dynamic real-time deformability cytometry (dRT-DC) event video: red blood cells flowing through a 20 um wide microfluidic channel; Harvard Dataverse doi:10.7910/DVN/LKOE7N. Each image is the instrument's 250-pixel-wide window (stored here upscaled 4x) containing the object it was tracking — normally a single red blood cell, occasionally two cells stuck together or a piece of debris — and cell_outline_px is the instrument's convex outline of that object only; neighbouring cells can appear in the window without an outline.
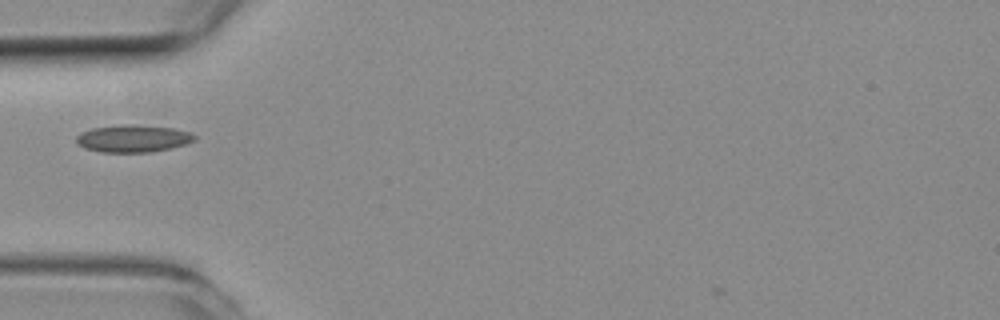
{"species": "common noctule bat (a hibernating species)", "species_latin": "Nyctalus noctula", "temperature_condition": "room temperature", "stored_images_in_passage": 36, "camera_frame_rate_fps": 3000, "um_per_image_px": 0.085, "animal": {"sex": "female", "body_mass_g": 19.3, "forearm_length_mm": 54.1}, "frame": {"image": 1, "passage_image": 1, "time_ms": 0.0, "image_size_px": [1000, 320], "cell_outline_px": [[196, 140], [184, 144], [152, 152], [100, 152], [84, 148], [76, 144], [76, 136], [80, 132], [92, 128], [120, 124], [132, 124], [172, 128], [188, 132], [196, 136]], "centroid_in_image_um": [11.24, 11.77], "position_along_channel_um": 73.8, "area_um2": 18.84}}
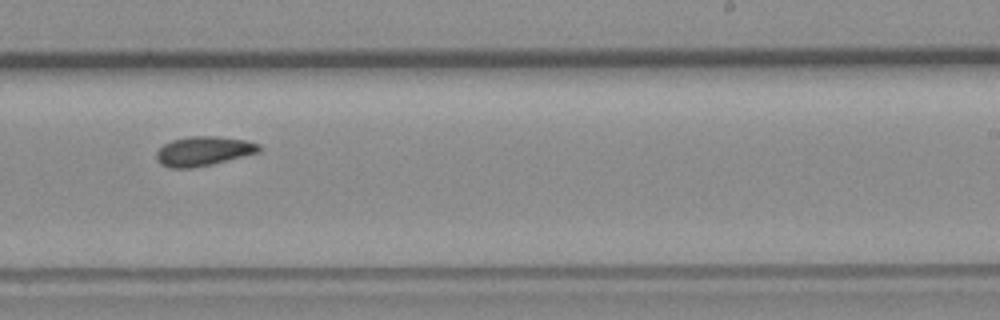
{"frame": {"image": 2, "passage_image": 16, "time_ms": 5.0, "image_size_px": [1000, 320], "cell_outline_px": [[260, 152], [212, 164], [192, 168], [172, 168], [160, 164], [156, 160], [156, 152], [164, 144], [172, 140], [192, 136], [216, 136], [248, 140], [260, 144]], "centroid_in_image_um": [17.3, 12.84], "position_along_channel_um": 271.7, "area_um2": 17.63}}
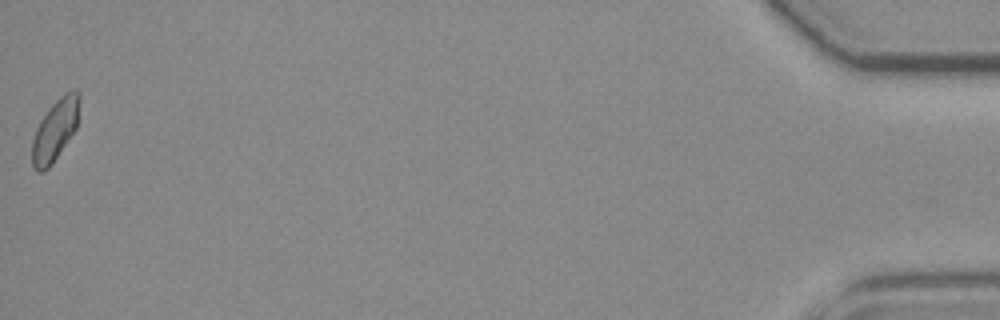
{"frame": {"image": 3, "passage_image": 36, "time_ms": 11.667, "image_size_px": [1000, 320], "cell_outline_px": [[80, 100], [76, 128], [52, 164], [44, 172], [36, 172], [32, 168], [32, 140], [36, 128], [40, 120], [48, 108], [64, 92], [80, 92]], "centroid_in_image_um": [4.65, 11.08], "position_along_channel_um": 430.5, "area_um2": 16.94}}